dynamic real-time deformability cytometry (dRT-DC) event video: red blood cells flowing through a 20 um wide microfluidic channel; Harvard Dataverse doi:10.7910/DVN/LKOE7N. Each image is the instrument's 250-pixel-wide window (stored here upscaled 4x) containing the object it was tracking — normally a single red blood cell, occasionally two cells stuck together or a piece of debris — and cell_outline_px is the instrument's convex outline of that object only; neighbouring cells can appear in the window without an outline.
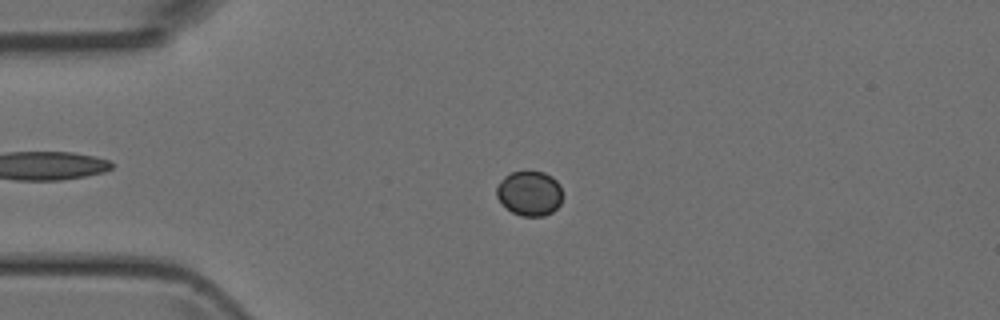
{"species": "Egyptian fruit bat (a non-hibernating species)", "species_latin": "Rousettus aegyptiacus", "temperature_condition": "room temperature", "stored_images_in_passage": 43, "camera_frame_rate_fps": 3000, "um_per_image_px": 0.085, "animal": {"sex": "female"}, "frame": {"image": 1, "passage_image": 6, "time_ms": 1.667, "image_size_px": [1000, 320], "cell_outline_px": [[564, 196], [560, 204], [552, 212], [544, 216], [520, 216], [512, 212], [496, 196], [496, 188], [500, 180], [504, 176], [512, 172], [524, 168], [544, 172], [552, 176], [560, 184]], "centroid_in_image_um": [45.03, 16.38], "position_along_channel_um": 40.0, "area_um2": 17.8}}
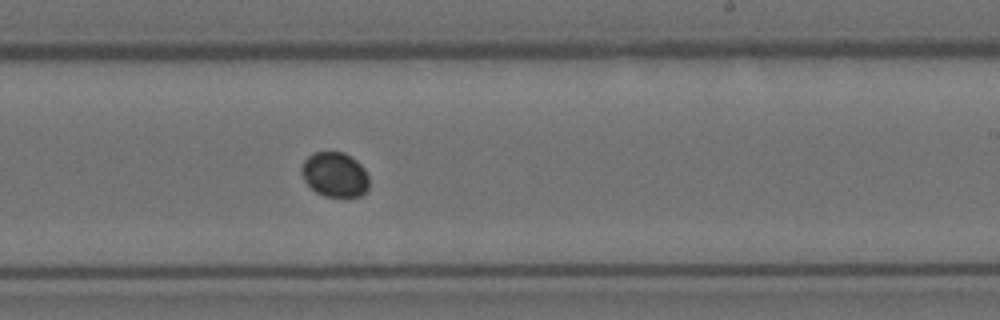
{"frame": {"image": 2, "passage_image": 24, "time_ms": 7.667, "image_size_px": [1000, 320], "cell_outline_px": [[368, 188], [360, 196], [324, 196], [316, 192], [304, 180], [300, 172], [300, 168], [304, 160], [308, 156], [316, 152], [344, 152], [356, 160], [364, 168], [368, 176]], "centroid_in_image_um": [28.44, 14.83], "position_along_channel_um": 260.6, "area_um2": 17.57}}
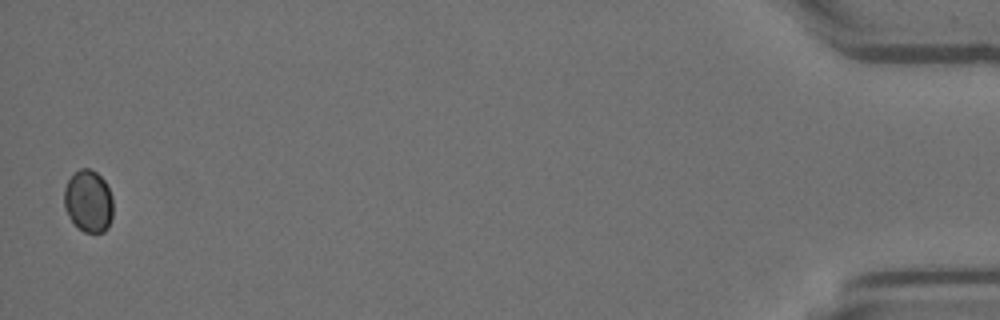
{"frame": {"image": 3, "passage_image": 43, "time_ms": 14.0, "image_size_px": [1000, 320], "cell_outline_px": [[112, 216], [108, 228], [104, 232], [84, 232], [68, 216], [64, 208], [64, 188], [68, 180], [80, 168], [88, 168], [96, 172], [104, 180], [112, 196]], "centroid_in_image_um": [7.51, 17.1], "position_along_channel_um": 427.7, "area_um2": 17.63}}